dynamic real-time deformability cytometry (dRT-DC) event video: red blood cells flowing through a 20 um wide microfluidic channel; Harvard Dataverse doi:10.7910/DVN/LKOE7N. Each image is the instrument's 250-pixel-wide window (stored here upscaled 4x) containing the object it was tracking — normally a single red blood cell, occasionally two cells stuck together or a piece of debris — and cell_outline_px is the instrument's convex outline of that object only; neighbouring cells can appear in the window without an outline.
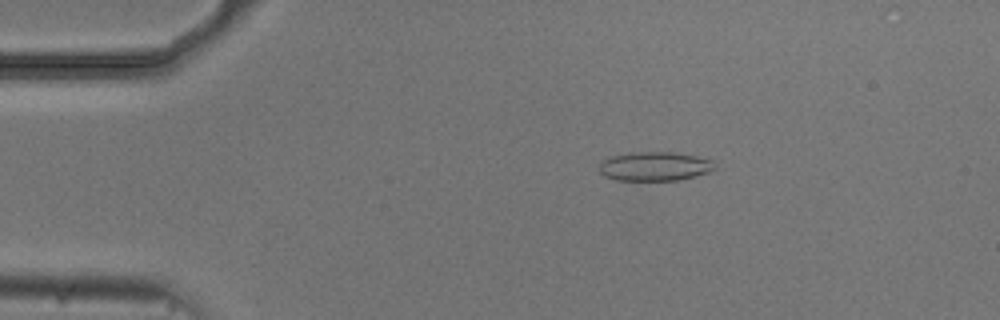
{"species": "common noctule bat (a hibernating species)", "species_latin": "Nyctalus noctula", "temperature_condition": "cold", "stored_images_in_passage": 54, "camera_frame_rate_fps": 3000, "um_per_image_px": 0.085, "animal": {"sex": "male", "body_mass_g": 20.5, "forearm_length_mm": 52.5}, "frame": {"image": 1, "passage_image": 10, "time_ms": 3.0, "image_size_px": [1000, 320], "cell_outline_px": [[716, 168], [708, 172], [696, 176], [680, 180], [616, 180], [604, 176], [596, 168], [608, 156], [628, 152], [672, 152], [696, 156], [712, 160]], "centroid_in_image_um": [55.61, 14.13], "position_along_channel_um": 29.4, "area_um2": 19.77}}
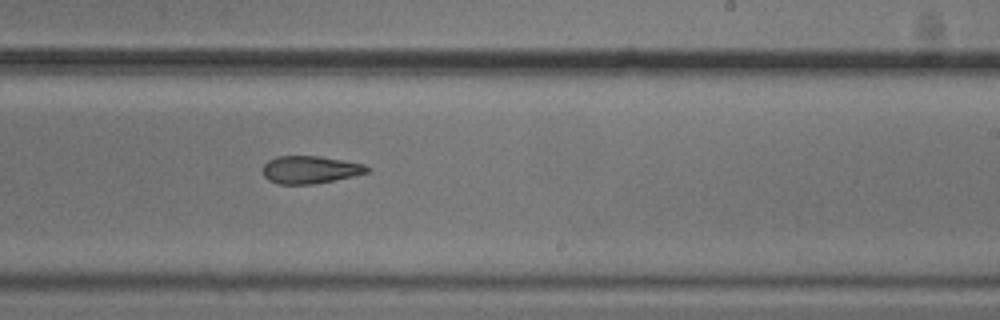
{"frame": {"image": 2, "passage_image": 33, "time_ms": 10.667, "image_size_px": [1000, 320], "cell_outline_px": [[372, 168], [368, 172], [352, 176], [312, 184], [280, 184], [268, 180], [264, 176], [264, 164], [268, 160], [276, 156], [320, 156], [364, 164]], "centroid_in_image_um": [26.36, 14.41], "position_along_channel_um": 262.6, "area_um2": 16.65}}
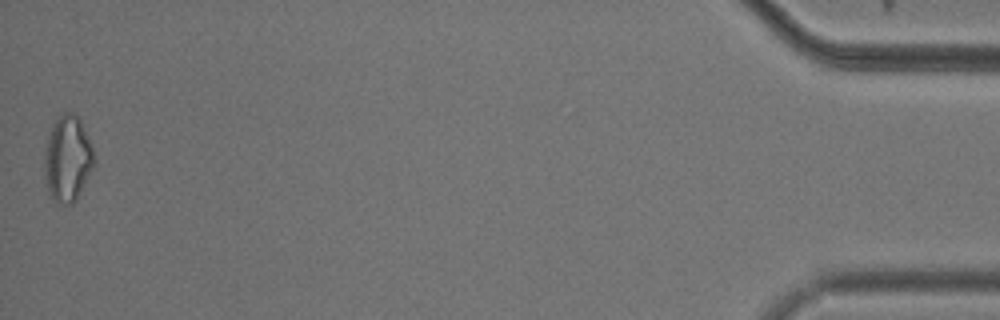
{"frame": {"image": 3, "passage_image": 54, "time_ms": 17.667, "image_size_px": [1000, 320], "cell_outline_px": [[96, 160], [76, 200], [72, 204], [56, 204], [48, 196], [44, 176], [44, 156], [48, 136], [52, 124], [64, 112], [76, 112], [80, 120], [92, 148]], "centroid_in_image_um": [5.71, 13.53], "position_along_channel_um": 429.5, "area_um2": 25.03}, "authors_computed_cell_mechanics": {"area_um2": 19.0162, "velocity_mm_per_s": 3.7232, "shape_relaxation_time_tau1_ms": null, "shape_relaxation_time_tau2_ms": 6.6404, "deformation_change_tau1": null, "deformation_change_tau2": 0.1648}}